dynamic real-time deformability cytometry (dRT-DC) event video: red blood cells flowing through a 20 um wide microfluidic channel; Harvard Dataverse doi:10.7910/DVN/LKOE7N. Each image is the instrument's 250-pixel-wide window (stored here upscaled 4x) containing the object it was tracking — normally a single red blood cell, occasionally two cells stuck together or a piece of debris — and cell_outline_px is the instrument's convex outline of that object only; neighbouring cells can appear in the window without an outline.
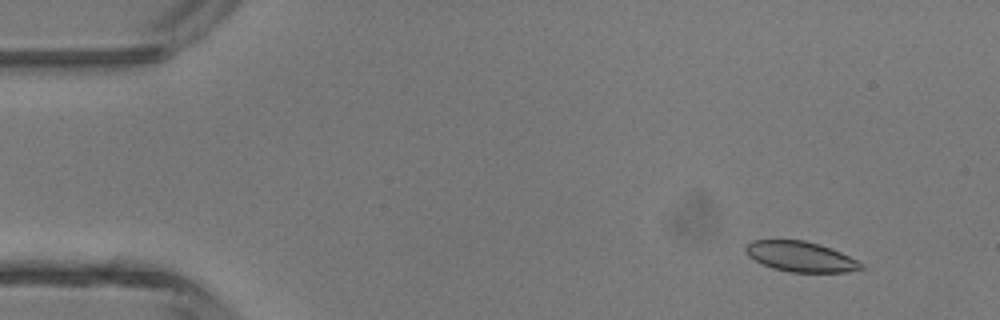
{"species": "common noctule bat (a hibernating species)", "species_latin": "Nyctalus noctula", "temperature_condition": "room temperature", "stored_images_in_passage": 5, "camera_frame_rate_fps": 3000, "um_per_image_px": 0.085, "animal": {"sex": "male", "body_mass_g": 13.3}, "frame": {"image": 1, "passage_image": 1, "time_ms": 0.0, "image_size_px": [1000, 320], "cell_outline_px": [[868, 268], [844, 272], [788, 272], [772, 268], [760, 264], [748, 256], [744, 252], [744, 248], [752, 240], [804, 240], [820, 244], [832, 248], [864, 264]], "centroid_in_image_um": [68.04, 21.82], "position_along_channel_um": 17.0, "area_um2": 20.58}}
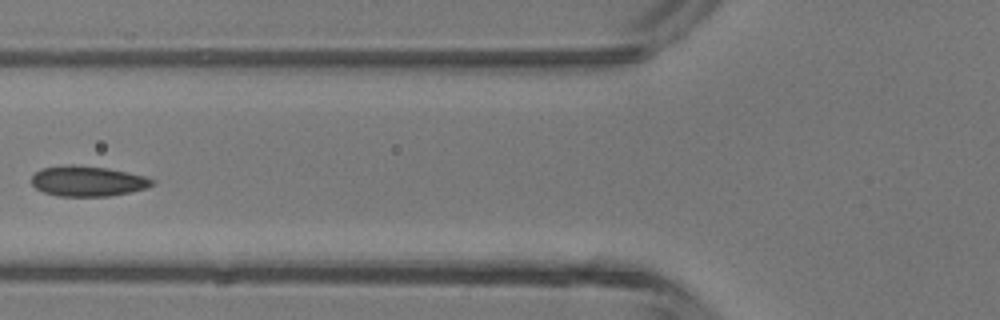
{"frame": {"image": 2, "passage_image": 5, "time_ms": 1.333, "image_size_px": [1000, 320], "cell_outline_px": [[156, 180], [152, 184], [144, 188], [128, 192], [108, 196], [56, 196], [44, 192], [36, 188], [32, 184], [32, 176], [40, 168], [64, 164], [72, 164], [108, 168], [128, 172], [144, 176]], "centroid_in_image_um": [7.41, 15.38], "position_along_channel_um": 118.4, "area_um2": 21.33}}